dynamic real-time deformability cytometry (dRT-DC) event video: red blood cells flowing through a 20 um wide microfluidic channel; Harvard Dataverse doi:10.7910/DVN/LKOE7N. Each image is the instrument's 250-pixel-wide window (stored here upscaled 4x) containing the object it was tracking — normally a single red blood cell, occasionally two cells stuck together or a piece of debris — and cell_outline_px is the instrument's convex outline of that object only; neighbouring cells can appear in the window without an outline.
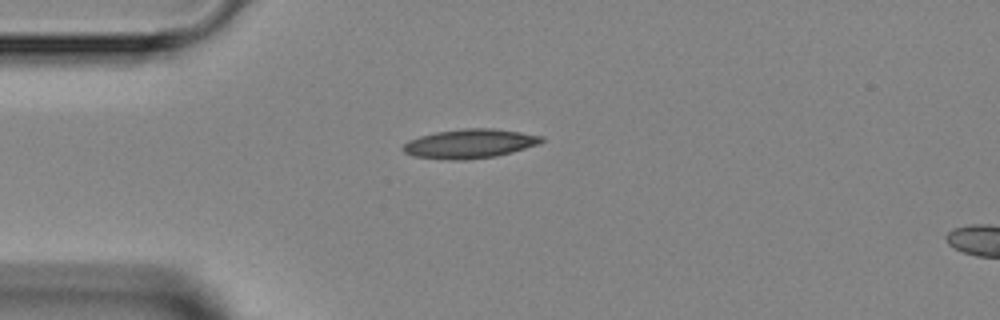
{"species": "Egyptian fruit bat (a non-hibernating species)", "species_latin": "Rousettus aegyptiacus", "temperature_condition": "room temperature", "stored_images_in_passage": 5, "camera_frame_rate_fps": 3000, "um_per_image_px": 0.085, "animal": {"sex": "female"}, "frame": {"image": 1, "passage_image": 5, "time_ms": 5.333, "image_size_px": [1000, 320], "cell_outline_px": [[544, 140], [540, 144], [512, 152], [496, 156], [464, 160], [452, 160], [412, 156], [404, 152], [400, 148], [408, 140], [420, 136], [436, 132], [464, 128], [492, 128], [520, 132], [544, 136]], "centroid_in_image_um": [39.92, 12.21], "position_along_channel_um": 45.1, "area_um2": 23.64}}